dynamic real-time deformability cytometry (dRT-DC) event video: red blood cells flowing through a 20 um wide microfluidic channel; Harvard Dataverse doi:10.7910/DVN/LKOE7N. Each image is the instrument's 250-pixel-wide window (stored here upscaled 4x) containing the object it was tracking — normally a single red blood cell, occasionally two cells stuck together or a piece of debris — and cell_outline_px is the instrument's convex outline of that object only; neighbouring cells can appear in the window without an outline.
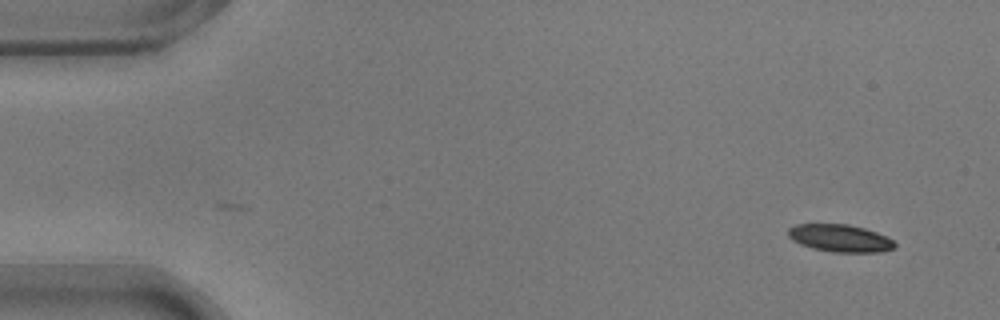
{"species": "common noctule bat (a hibernating species)", "species_latin": "Nyctalus noctula", "temperature_condition": "warm", "stored_images_in_passage": 51, "camera_frame_rate_fps": 3000, "um_per_image_px": 0.085, "animal": {"sex": "male", "body_mass_g": 17.9}, "frame": {"image": 1, "passage_image": 1, "time_ms": 0.0, "image_size_px": [1000, 320], "cell_outline_px": [[896, 248], [880, 252], [832, 252], [812, 248], [800, 244], [792, 240], [788, 236], [788, 228], [796, 224], [848, 224], [864, 228], [876, 232], [892, 240], [896, 244]], "centroid_in_image_um": [71.39, 20.25], "position_along_channel_um": 13.6, "area_um2": 17.05}}
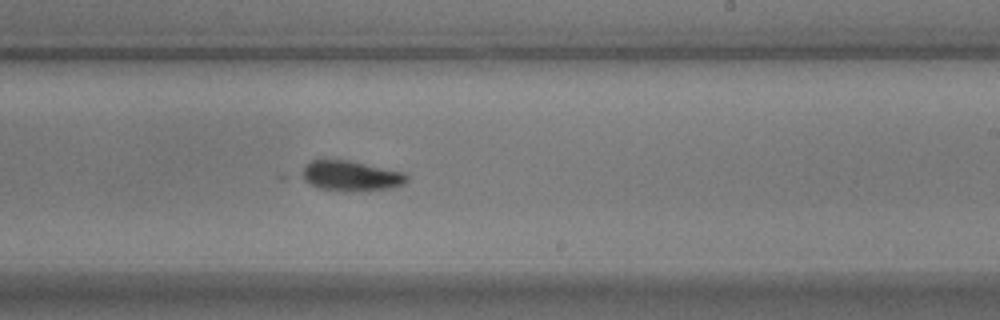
{"frame": {"image": 2, "passage_image": 30, "time_ms": 9.667, "image_size_px": [1000, 320], "cell_outline_px": [[408, 180], [404, 184], [392, 188], [344, 192], [320, 188], [296, 176], [304, 164], [312, 160], [348, 160], [404, 172], [408, 176]], "centroid_in_image_um": [29.76, 14.95], "position_along_channel_um": 259.2, "area_um2": 18.79}}
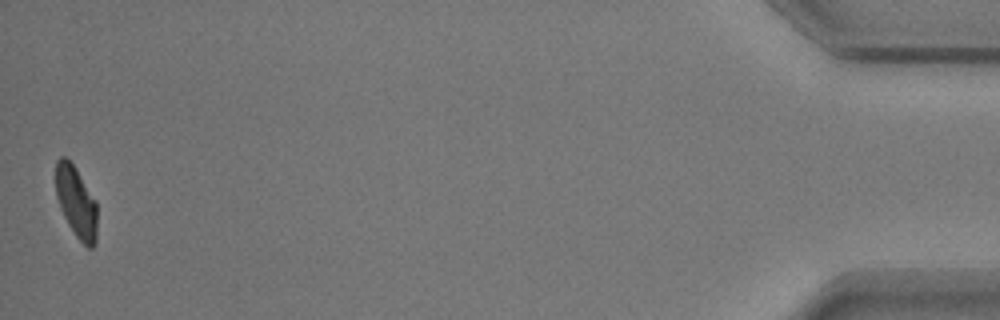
{"frame": {"image": 3, "passage_image": 51, "time_ms": 16.667, "image_size_px": [1000, 320], "cell_outline_px": [[96, 244], [92, 248], [88, 248], [76, 236], [68, 224], [60, 208], [56, 196], [56, 160], [60, 156], [64, 156], [76, 168], [96, 200]], "centroid_in_image_um": [6.48, 17.17], "position_along_channel_um": 428.7, "area_um2": 17.17}}